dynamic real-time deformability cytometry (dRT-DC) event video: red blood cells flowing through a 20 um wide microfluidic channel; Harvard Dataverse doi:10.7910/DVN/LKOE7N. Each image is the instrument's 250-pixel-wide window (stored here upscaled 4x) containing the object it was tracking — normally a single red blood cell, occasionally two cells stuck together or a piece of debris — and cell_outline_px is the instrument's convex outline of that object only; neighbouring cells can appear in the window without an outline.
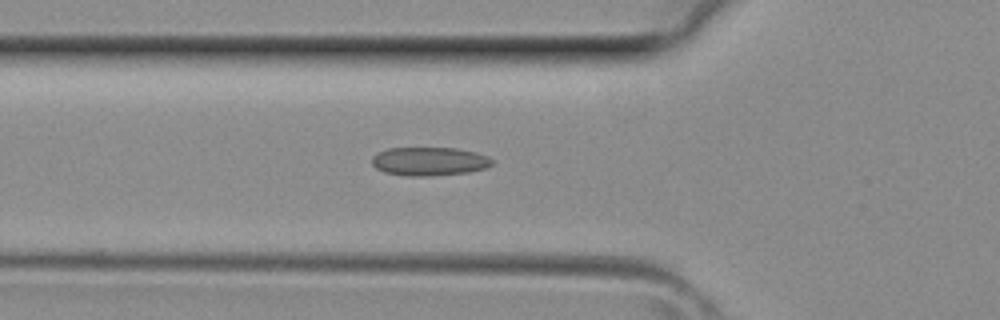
{"species": "common noctule bat (a hibernating species)", "species_latin": "Nyctalus noctula", "temperature_condition": "room temperature", "stored_images_in_passage": 33, "camera_frame_rate_fps": 3000, "um_per_image_px": 0.085, "animal": {"sex": "female", "body_mass_g": 29.2, "forearm_length_mm": 56.3}, "frame": {"image": 1, "passage_image": 7, "time_ms": 2.0, "image_size_px": [1000, 320], "cell_outline_px": [[492, 164], [484, 168], [468, 172], [432, 176], [408, 176], [384, 172], [376, 168], [372, 164], [372, 156], [376, 152], [388, 148], [456, 148], [476, 152], [488, 156], [492, 160]], "centroid_in_image_um": [36.46, 13.71], "position_along_channel_um": 89.3, "area_um2": 20.06}}
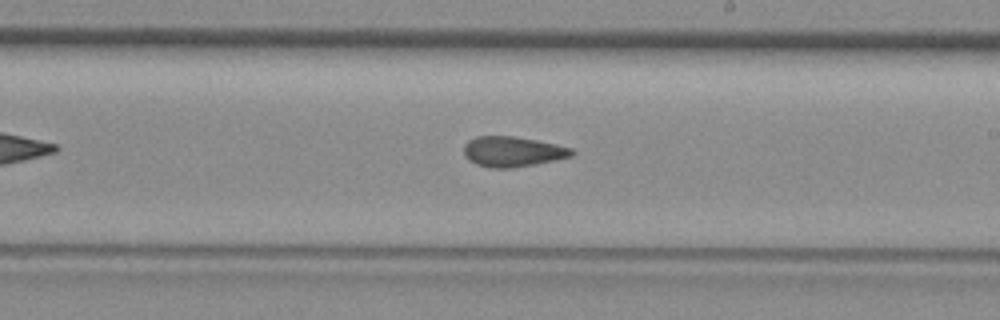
{"frame": {"image": 2, "passage_image": 16, "time_ms": 5.0, "image_size_px": [1000, 320], "cell_outline_px": [[576, 152], [572, 156], [536, 164], [512, 168], [492, 168], [476, 164], [468, 160], [464, 156], [464, 144], [468, 140], [476, 136], [512, 136], [536, 140], [556, 144], [572, 148]], "centroid_in_image_um": [43.56, 12.89], "position_along_channel_um": 245.4, "area_um2": 19.13}}
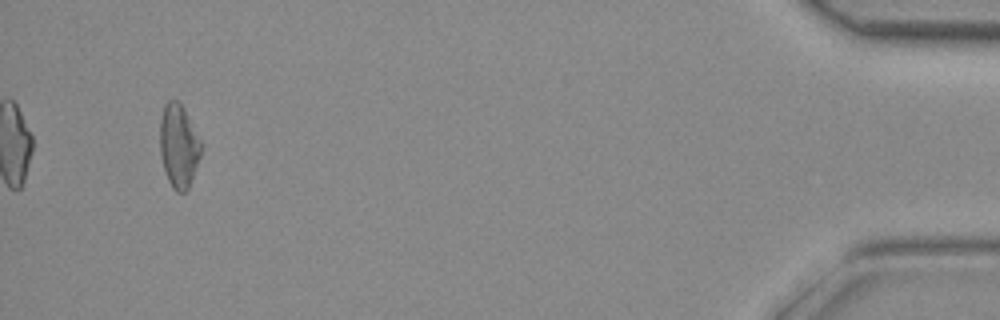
{"frame": {"image": 3, "passage_image": 31, "time_ms": 10.0, "image_size_px": [1000, 320], "cell_outline_px": [[204, 144], [200, 156], [188, 188], [184, 192], [176, 192], [172, 188], [168, 180], [160, 156], [160, 120], [164, 104], [168, 100], [176, 100], [184, 108]], "centroid_in_image_um": [15.2, 12.38], "position_along_channel_um": 420.0, "area_um2": 20.17}}